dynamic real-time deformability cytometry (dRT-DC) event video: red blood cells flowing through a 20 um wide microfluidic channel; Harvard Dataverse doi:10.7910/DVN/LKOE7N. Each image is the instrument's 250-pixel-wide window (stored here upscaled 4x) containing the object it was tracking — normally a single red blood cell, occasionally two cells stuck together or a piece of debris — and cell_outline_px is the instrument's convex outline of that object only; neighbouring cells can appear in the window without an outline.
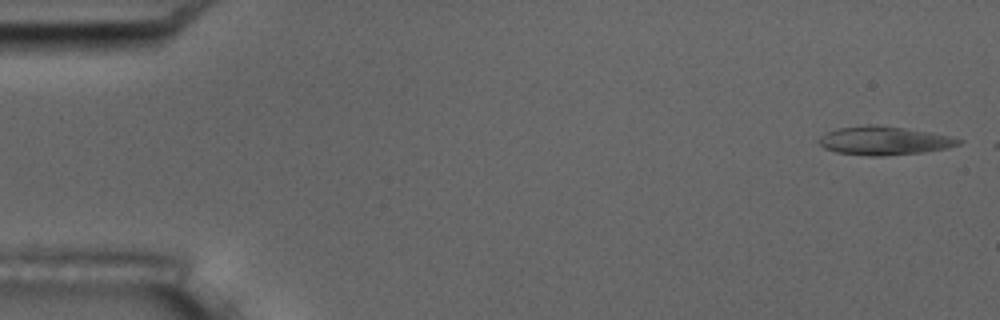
{"species": "common noctule bat (a hibernating species)", "species_latin": "Nyctalus noctula", "temperature_condition": "room temperature", "stored_images_in_passage": 5, "camera_frame_rate_fps": 3000, "um_per_image_px": 0.085, "animal": {"sex": "male", "body_mass_g": 17.5, "forearm_length_mm": 52.3}, "frame": {"image": 1, "passage_image": 1, "time_ms": 0.0, "image_size_px": [1000, 320], "cell_outline_px": [[964, 140], [960, 144], [948, 148], [924, 152], [880, 156], [868, 156], [836, 152], [824, 148], [816, 140], [820, 136], [836, 128], [868, 124], [876, 124], [904, 128], [952, 136]], "centroid_in_image_um": [75.14, 11.95], "position_along_channel_um": 9.9, "area_um2": 23.41}}